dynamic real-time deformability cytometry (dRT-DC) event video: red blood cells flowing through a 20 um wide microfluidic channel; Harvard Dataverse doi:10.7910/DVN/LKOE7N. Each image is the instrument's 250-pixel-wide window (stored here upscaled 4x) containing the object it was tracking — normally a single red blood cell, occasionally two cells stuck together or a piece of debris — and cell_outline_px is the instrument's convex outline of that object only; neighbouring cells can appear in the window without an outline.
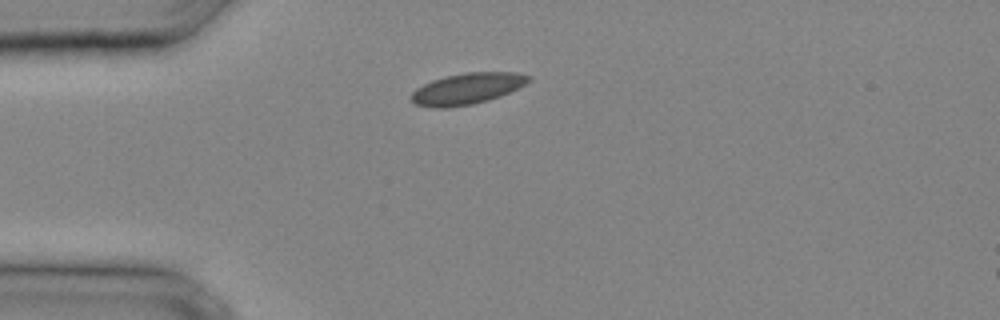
{"species": "common noctule bat (a hibernating species)", "species_latin": "Nyctalus noctula", "temperature_condition": "cold", "stored_images_in_passage": 21, "camera_frame_rate_fps": 3000, "um_per_image_px": 0.085, "animal": {"sex": "male", "body_mass_g": 20.4}, "frame": {"image": 1, "passage_image": 1, "time_ms": 0.0, "image_size_px": [1000, 320], "cell_outline_px": [[532, 80], [500, 96], [488, 100], [472, 104], [448, 108], [432, 108], [416, 104], [412, 100], [412, 92], [416, 88], [432, 80], [444, 76], [464, 72], [516, 72], [532, 76]], "centroid_in_image_um": [39.7, 7.53], "position_along_channel_um": 45.3, "area_um2": 21.33}}
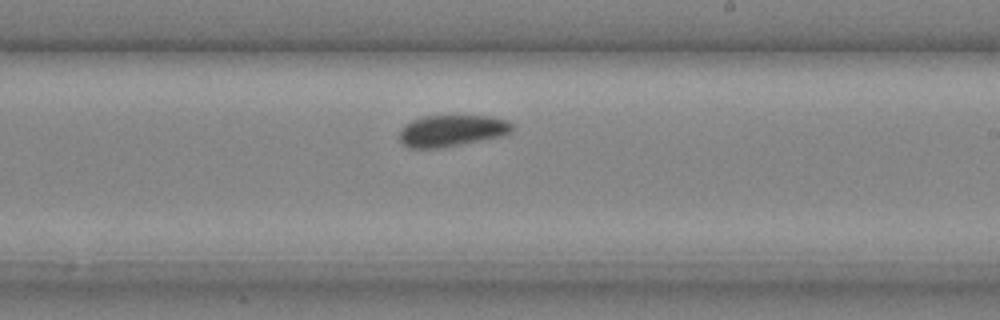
{"frame": {"image": 2, "passage_image": 12, "time_ms": 3.667, "image_size_px": [1000, 320], "cell_outline_px": [[512, 132], [504, 136], [440, 148], [408, 148], [400, 140], [400, 128], [404, 124], [412, 120], [424, 116], [488, 116], [508, 120], [512, 124]], "centroid_in_image_um": [38.4, 11.11], "position_along_channel_um": 250.6, "area_um2": 20.81}}
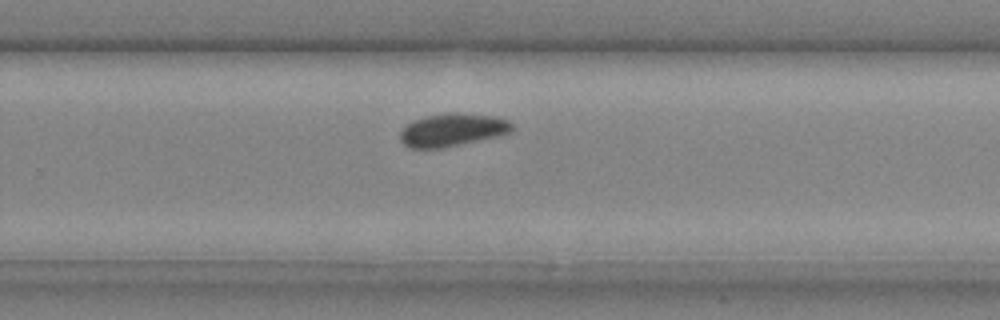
{"frame": {"image": 3, "passage_image": 14, "time_ms": 4.333, "image_size_px": [1000, 320], "cell_outline_px": [[512, 132], [500, 136], [444, 148], [408, 148], [400, 140], [400, 132], [408, 124], [416, 120], [428, 116], [496, 116], [508, 120], [512, 124]], "centroid_in_image_um": [38.47, 11.12], "position_along_channel_um": 291.3, "area_um2": 20.46}}